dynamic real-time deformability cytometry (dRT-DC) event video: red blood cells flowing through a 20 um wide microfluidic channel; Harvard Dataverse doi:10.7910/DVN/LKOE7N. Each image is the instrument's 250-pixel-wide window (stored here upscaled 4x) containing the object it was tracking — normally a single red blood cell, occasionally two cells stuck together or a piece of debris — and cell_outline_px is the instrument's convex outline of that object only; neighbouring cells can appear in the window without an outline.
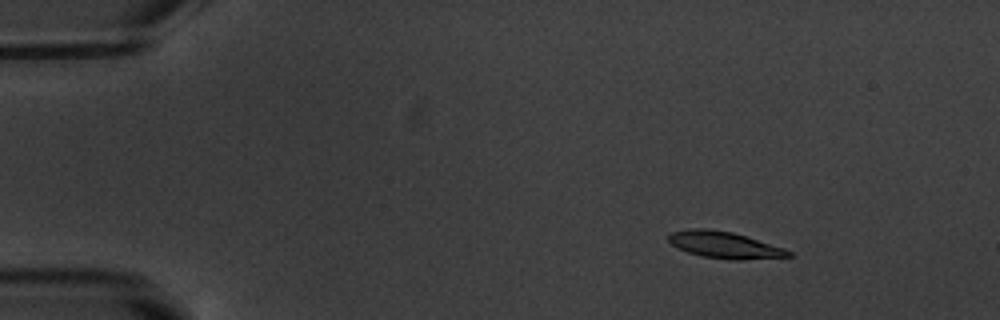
{"species": "common noctule bat (a hibernating species)", "species_latin": "Nyctalus noctula", "temperature_condition": "warm", "stored_images_in_passage": 6, "camera_frame_rate_fps": 3000, "um_per_image_px": 0.085, "animal": {"sex": "male", "body_mass_g": 20.1, "forearm_length_mm": 53.5}, "frame": {"image": 1, "passage_image": 3, "time_ms": 2.667, "image_size_px": [1000, 320], "cell_outline_px": [[792, 256], [740, 260], [732, 260], [700, 256], [676, 248], [668, 240], [668, 236], [672, 232], [692, 228], [708, 228], [732, 232], [784, 248], [792, 252]], "centroid_in_image_um": [61.55, 20.82], "position_along_channel_um": 23.4, "area_um2": 18.55}}
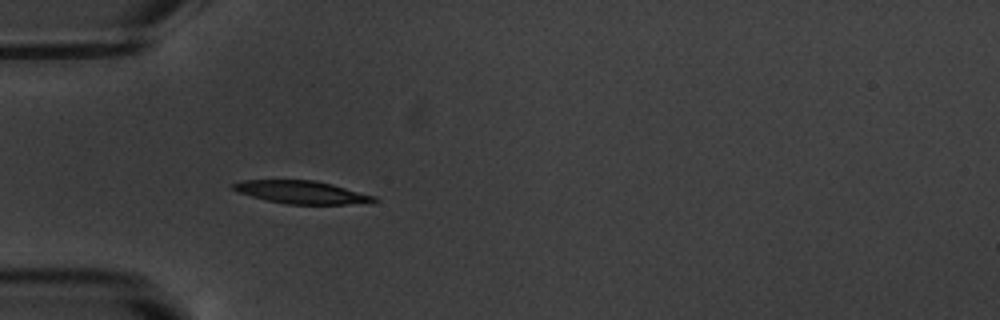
{"frame": {"image": 2, "passage_image": 6, "time_ms": 6.0, "image_size_px": [1000, 320], "cell_outline_px": [[380, 200], [368, 204], [288, 204], [268, 200], [252, 196], [228, 188], [232, 184], [244, 180], [316, 180], [332, 184], [376, 196]], "centroid_in_image_um": [25.71, 16.34], "position_along_channel_um": 59.3, "area_um2": 18.84}}